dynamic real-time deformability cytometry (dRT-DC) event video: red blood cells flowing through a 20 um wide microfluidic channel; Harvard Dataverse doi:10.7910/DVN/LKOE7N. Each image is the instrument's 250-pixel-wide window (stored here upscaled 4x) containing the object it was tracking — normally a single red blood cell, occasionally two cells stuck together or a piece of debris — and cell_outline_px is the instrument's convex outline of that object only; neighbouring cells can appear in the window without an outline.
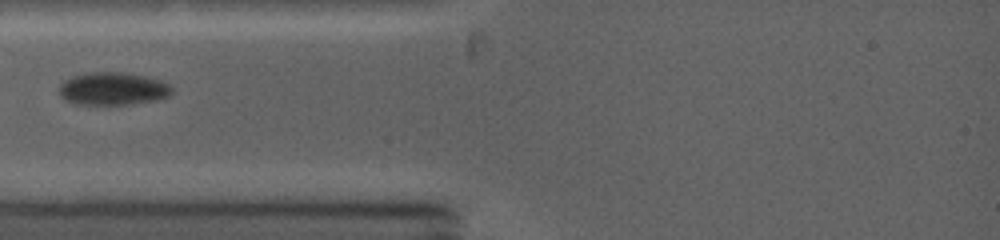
{"species": "common noctule bat (a hibernating species)", "species_latin": "Nyctalus noctula", "temperature_condition": "warm", "stored_images_in_passage": 15, "camera_frame_rate_fps": 5000, "um_per_image_px": 0.085, "animal": {"sex": "female", "body_mass_g": 19.0, "forearm_length_mm": 53.3}, "frame": {"image": 1, "passage_image": 3, "time_ms": 0.8, "image_size_px": [1000, 240], "cell_outline_px": [[172, 92], [168, 96], [156, 100], [128, 104], [76, 104], [64, 100], [60, 96], [60, 84], [64, 80], [72, 76], [88, 72], [124, 72], [144, 76], [160, 80], [168, 84], [172, 88]], "centroid_in_image_um": [9.56, 7.53], "position_along_channel_um": 75.4, "area_um2": 21.5}}
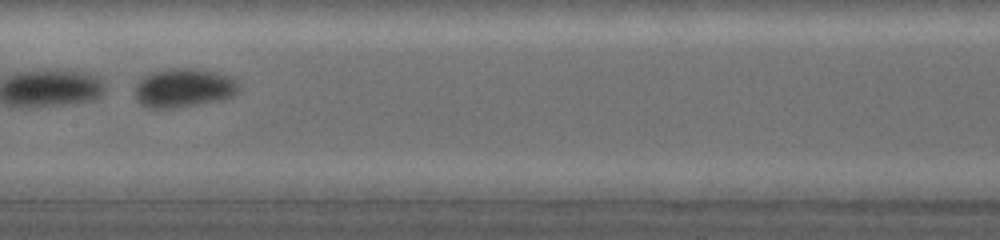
{"frame": {"image": 2, "passage_image": 11, "time_ms": 3.6, "image_size_px": [1000, 240], "cell_outline_px": [[240, 88], [232, 96], [224, 100], [172, 108], [148, 108], [140, 104], [136, 100], [136, 84], [140, 76], [152, 72], [168, 68], [188, 68], [216, 72], [232, 76], [240, 84]], "centroid_in_image_um": [15.62, 7.47], "position_along_channel_um": 191.8, "area_um2": 23.87}}